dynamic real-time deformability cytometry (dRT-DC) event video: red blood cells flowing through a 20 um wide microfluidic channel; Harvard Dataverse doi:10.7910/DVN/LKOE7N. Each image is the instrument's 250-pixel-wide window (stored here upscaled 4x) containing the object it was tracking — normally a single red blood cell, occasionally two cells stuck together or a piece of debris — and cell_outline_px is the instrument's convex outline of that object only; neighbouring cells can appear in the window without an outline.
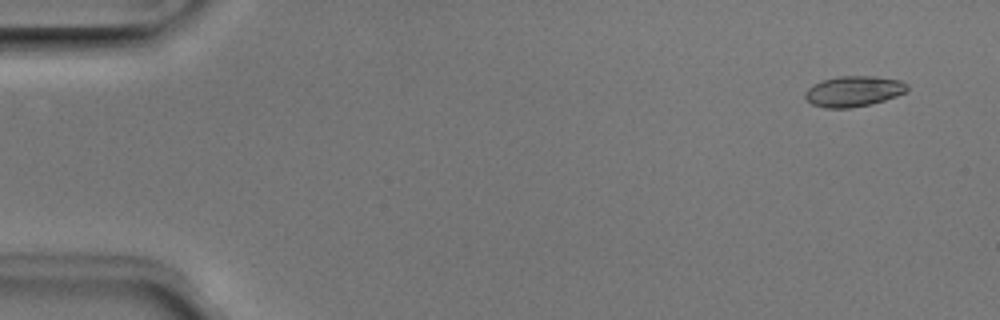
{"species": "Egyptian fruit bat (a non-hibernating species)", "species_latin": "Rousettus aegyptiacus", "temperature_condition": "room temperature", "stored_images_in_passage": 4, "camera_frame_rate_fps": 3000, "um_per_image_px": 0.085, "animal": {"sex": "male"}, "frame": {"image": 1, "passage_image": 1, "time_ms": 0.0, "image_size_px": [1000, 320], "cell_outline_px": [[908, 88], [904, 92], [896, 96], [872, 104], [848, 108], [824, 108], [812, 104], [804, 96], [804, 92], [812, 84], [824, 80], [840, 76], [876, 76], [900, 80], [908, 84]], "centroid_in_image_um": [72.54, 7.76], "position_along_channel_um": 12.5, "area_um2": 18.21}}
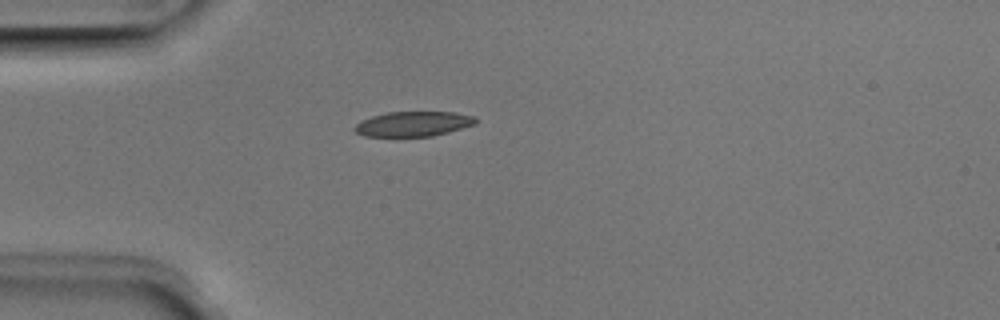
{"frame": {"image": 2, "passage_image": 4, "time_ms": 1.0, "image_size_px": [1000, 320], "cell_outline_px": [[476, 124], [448, 132], [432, 136], [364, 136], [356, 132], [352, 128], [360, 120], [372, 116], [388, 112], [456, 112], [476, 116]], "centroid_in_image_um": [35.13, 10.52], "position_along_channel_um": 49.9, "area_um2": 17.63}}